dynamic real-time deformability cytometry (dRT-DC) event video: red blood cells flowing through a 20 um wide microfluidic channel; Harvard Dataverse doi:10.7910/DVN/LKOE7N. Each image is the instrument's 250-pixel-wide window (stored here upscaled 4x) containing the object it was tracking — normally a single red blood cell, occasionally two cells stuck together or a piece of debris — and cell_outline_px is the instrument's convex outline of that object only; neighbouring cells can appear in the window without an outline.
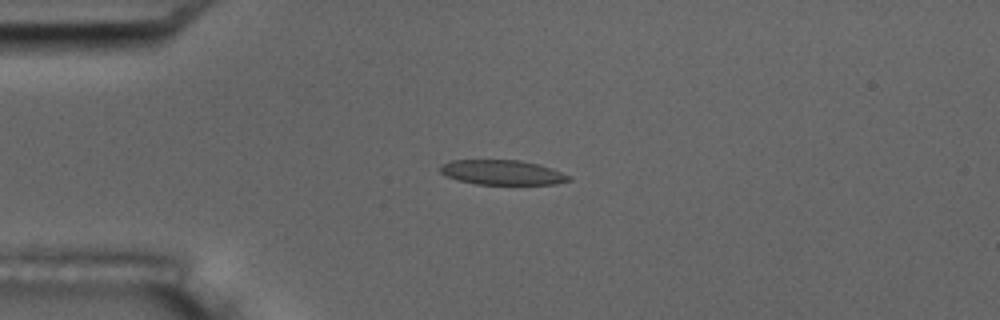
{"species": "common noctule bat (a hibernating species)", "species_latin": "Nyctalus noctula", "temperature_condition": "room temperature", "stored_images_in_passage": 6, "camera_frame_rate_fps": 3000, "um_per_image_px": 0.085, "animal": {"sex": "male", "body_mass_g": 17.5, "forearm_length_mm": 52.3}, "frame": {"image": 1, "passage_image": 3, "time_ms": 0.667, "image_size_px": [1000, 320], "cell_outline_px": [[572, 180], [556, 184], [476, 184], [444, 176], [440, 172], [440, 164], [448, 160], [520, 160], [540, 164], [572, 176]], "centroid_in_image_um": [42.69, 14.65], "position_along_channel_um": 42.3, "area_um2": 18.73}}